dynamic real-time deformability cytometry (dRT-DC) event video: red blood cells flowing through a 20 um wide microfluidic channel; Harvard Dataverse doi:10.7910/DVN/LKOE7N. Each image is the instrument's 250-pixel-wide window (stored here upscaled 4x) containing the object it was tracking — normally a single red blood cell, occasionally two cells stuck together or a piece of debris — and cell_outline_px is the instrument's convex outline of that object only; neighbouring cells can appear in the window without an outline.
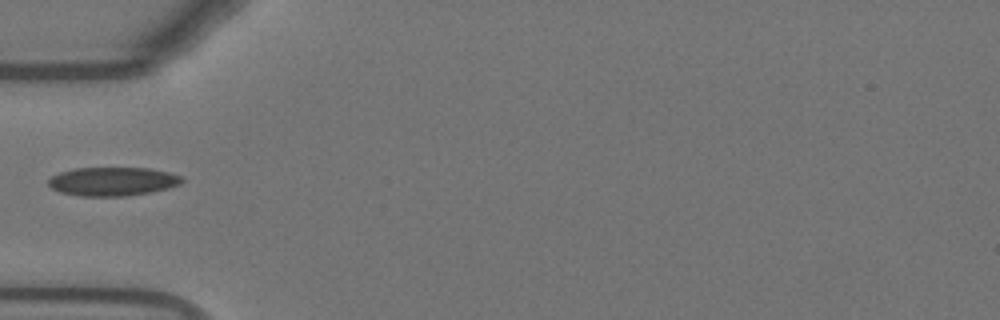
{"species": "Egyptian fruit bat (a non-hibernating species)", "species_latin": "Rousettus aegyptiacus", "temperature_condition": "warm", "stored_images_in_passage": 35, "camera_frame_rate_fps": 3000, "um_per_image_px": 0.085, "animal": {"sex": "female"}, "frame": {"image": 1, "passage_image": 1, "time_ms": 0.0, "image_size_px": [1000, 320], "cell_outline_px": [[184, 180], [180, 184], [168, 188], [148, 192], [124, 196], [80, 196], [60, 192], [52, 188], [48, 184], [48, 180], [52, 176], [60, 172], [76, 168], [152, 168], [184, 176]], "centroid_in_image_um": [9.59, 15.41], "position_along_channel_um": 75.4, "area_um2": 22.31}}
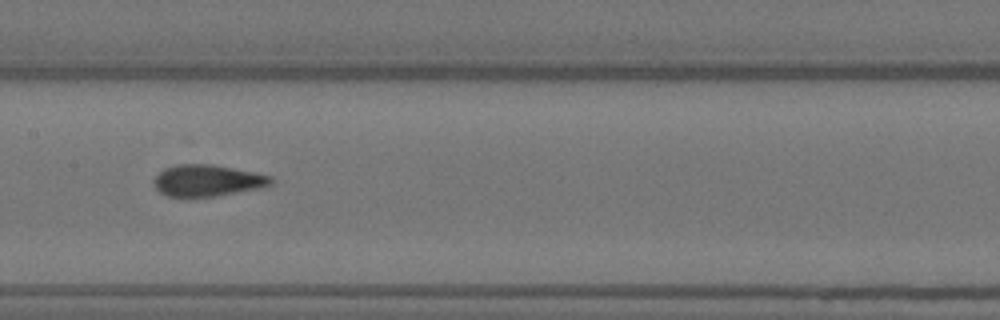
{"frame": {"image": 2, "passage_image": 10, "time_ms": 3.0, "image_size_px": [1000, 320], "cell_outline_px": [[276, 180], [272, 184], [260, 188], [216, 196], [168, 196], [160, 192], [156, 188], [152, 180], [164, 168], [176, 164], [212, 164], [272, 176]], "centroid_in_image_um": [17.64, 15.34], "position_along_channel_um": 189.8, "area_um2": 21.44}}
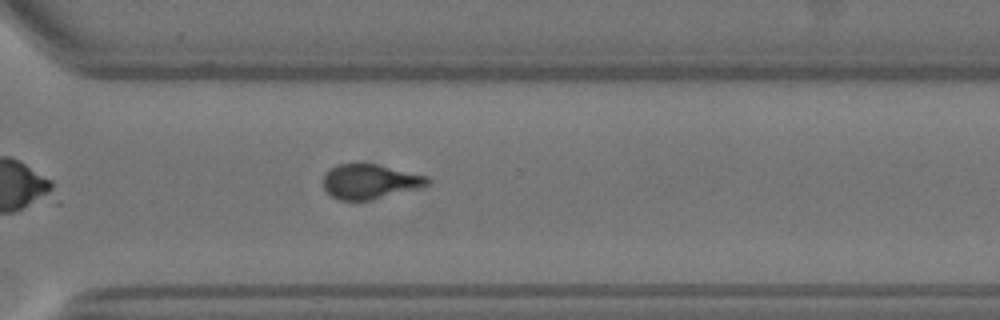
{"frame": {"image": 3, "passage_image": 22, "time_ms": 7.0, "image_size_px": [1000, 320], "cell_outline_px": [[432, 180], [424, 188], [372, 200], [340, 200], [332, 196], [324, 188], [324, 172], [340, 164], [376, 164], [428, 176]], "centroid_in_image_um": [31.51, 15.45], "position_along_channel_um": 339.1, "area_um2": 21.21}}